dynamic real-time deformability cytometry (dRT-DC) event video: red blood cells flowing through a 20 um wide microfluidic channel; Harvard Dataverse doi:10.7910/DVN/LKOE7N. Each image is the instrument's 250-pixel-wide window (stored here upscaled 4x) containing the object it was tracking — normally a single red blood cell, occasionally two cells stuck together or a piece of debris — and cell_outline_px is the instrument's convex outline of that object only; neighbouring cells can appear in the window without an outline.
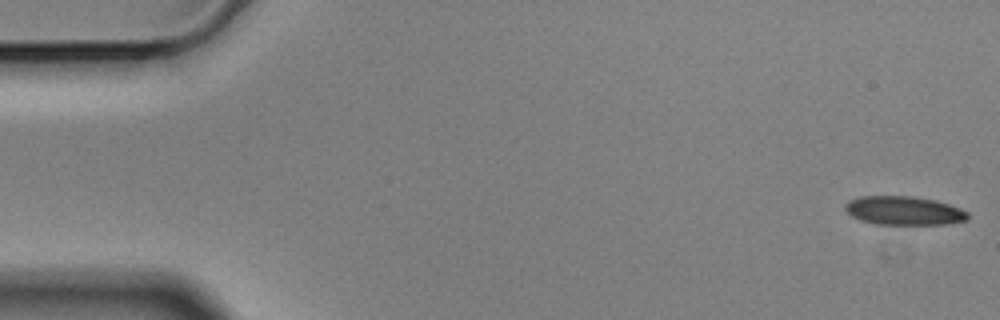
{"species": "Egyptian fruit bat (a non-hibernating species)", "species_latin": "Rousettus aegyptiacus", "temperature_condition": "cold", "stored_images_in_passage": 56, "camera_frame_rate_fps": 3000, "um_per_image_px": 0.085, "animal": {"sex": "male"}, "frame": {"image": 1, "passage_image": 1, "time_ms": 0.0, "image_size_px": [1000, 320], "cell_outline_px": [[968, 220], [948, 224], [872, 224], [860, 220], [852, 216], [844, 208], [844, 204], [848, 200], [860, 196], [912, 196], [936, 200], [960, 208], [968, 212]], "centroid_in_image_um": [76.82, 17.9], "position_along_channel_um": 8.2, "area_um2": 20.69}}
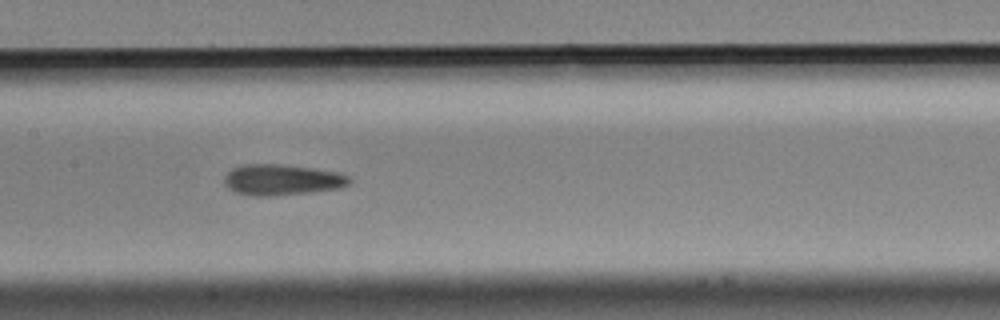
{"frame": {"image": 2, "passage_image": 27, "time_ms": 8.667, "image_size_px": [1000, 320], "cell_outline_px": [[352, 180], [348, 184], [340, 188], [312, 192], [268, 196], [252, 196], [236, 192], [228, 188], [224, 184], [224, 176], [232, 168], [244, 164], [284, 164], [316, 168], [340, 172], [348, 176]], "centroid_in_image_um": [23.98, 15.27], "position_along_channel_um": 183.4, "area_um2": 22.77}}
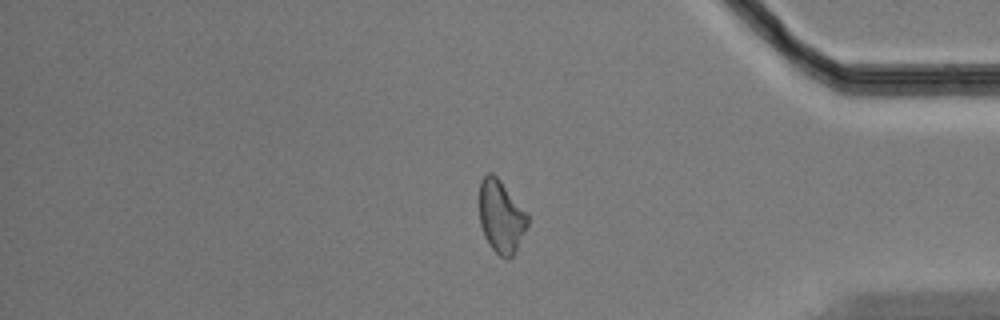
{"frame": {"image": 3, "passage_image": 47, "time_ms": 15.333, "image_size_px": [1000, 320], "cell_outline_px": [[528, 224], [512, 256], [500, 256], [492, 248], [484, 236], [480, 224], [480, 180], [488, 172], [492, 172], [500, 180], [528, 212]], "centroid_in_image_um": [42.59, 18.35], "position_along_channel_um": 392.6, "area_um2": 20.17}, "authors_computed_cell_mechanics": {"area_um2": 21.6461, "velocity_mm_per_s": 3.5271, "shape_relaxation_time_tau1_ms": 8.7006, "shape_relaxation_time_tau2_ms": 5.0996, "deformation_change_tau1": 0.141, "deformation_change_tau2": 0.1192}}